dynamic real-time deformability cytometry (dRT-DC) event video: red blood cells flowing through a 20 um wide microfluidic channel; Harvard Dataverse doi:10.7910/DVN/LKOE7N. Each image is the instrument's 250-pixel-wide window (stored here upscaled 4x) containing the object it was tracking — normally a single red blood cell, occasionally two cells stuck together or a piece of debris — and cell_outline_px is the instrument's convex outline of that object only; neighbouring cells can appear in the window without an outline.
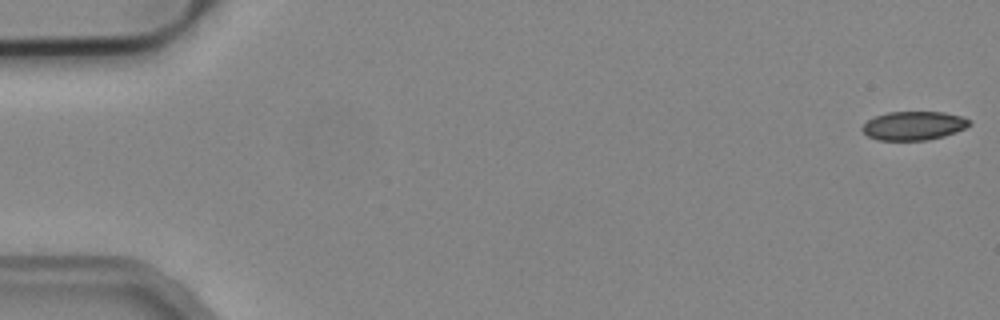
{"species": "common noctule bat (a hibernating species)", "species_latin": "Nyctalus noctula", "temperature_condition": "cold", "stored_images_in_passage": 15, "camera_frame_rate_fps": 3000, "um_per_image_px": 0.085, "animal": {"sex": "male", "body_mass_g": 19.2, "forearm_length_mm": 51.8}, "frame": {"image": 1, "passage_image": 1, "time_ms": 0.0, "image_size_px": [1000, 320], "cell_outline_px": [[972, 124], [956, 132], [944, 136], [928, 140], [880, 140], [868, 136], [860, 128], [868, 120], [876, 116], [888, 112], [944, 112], [960, 116], [972, 120]], "centroid_in_image_um": [77.69, 10.68], "position_along_channel_um": 7.3, "area_um2": 17.92}}
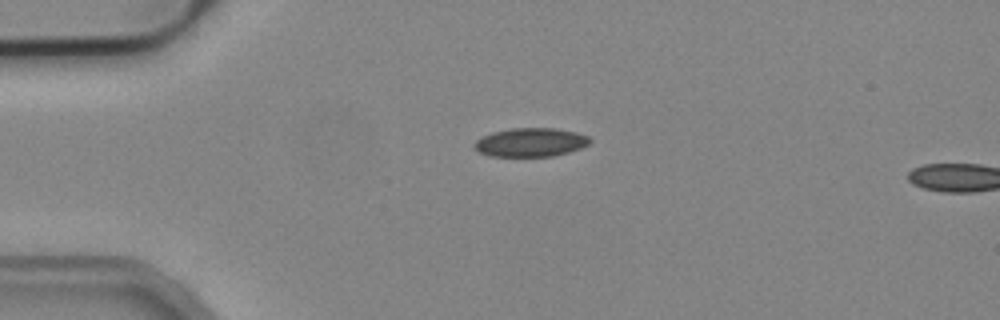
{"frame": {"image": 2, "passage_image": 13, "time_ms": 4.0, "image_size_px": [1000, 320], "cell_outline_px": [[592, 140], [588, 144], [580, 148], [568, 152], [552, 156], [488, 156], [480, 152], [472, 144], [476, 140], [492, 132], [512, 128], [556, 128], [576, 132], [588, 136]], "centroid_in_image_um": [45.1, 12.09], "position_along_channel_um": 39.9, "area_um2": 19.25}}